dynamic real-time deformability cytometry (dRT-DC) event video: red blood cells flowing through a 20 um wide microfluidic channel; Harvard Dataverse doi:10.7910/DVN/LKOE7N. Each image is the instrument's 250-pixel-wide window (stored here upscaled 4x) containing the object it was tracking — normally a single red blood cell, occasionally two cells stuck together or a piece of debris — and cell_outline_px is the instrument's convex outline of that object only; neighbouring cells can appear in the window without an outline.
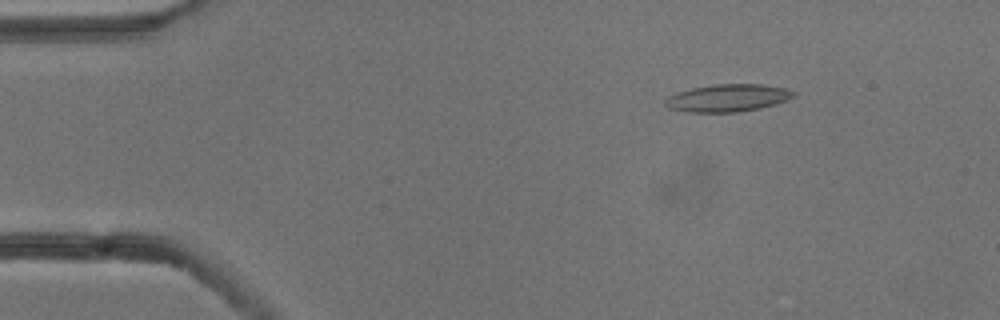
{"species": "common noctule bat (a hibernating species)", "species_latin": "Nyctalus noctula", "temperature_condition": "cold", "stored_images_in_passage": 6, "camera_frame_rate_fps": 3000, "um_per_image_px": 0.085, "animal": {"sex": "male", "body_mass_g": 13.3}, "frame": {"image": 1, "passage_image": 3, "time_ms": 0.667, "image_size_px": [1000, 320], "cell_outline_px": [[796, 96], [788, 100], [776, 104], [760, 108], [736, 112], [688, 112], [668, 108], [664, 104], [664, 100], [668, 96], [676, 92], [692, 88], [716, 84], [760, 84], [784, 88], [796, 92]], "centroid_in_image_um": [61.85, 8.33], "position_along_channel_um": 23.1, "area_um2": 20.63}}
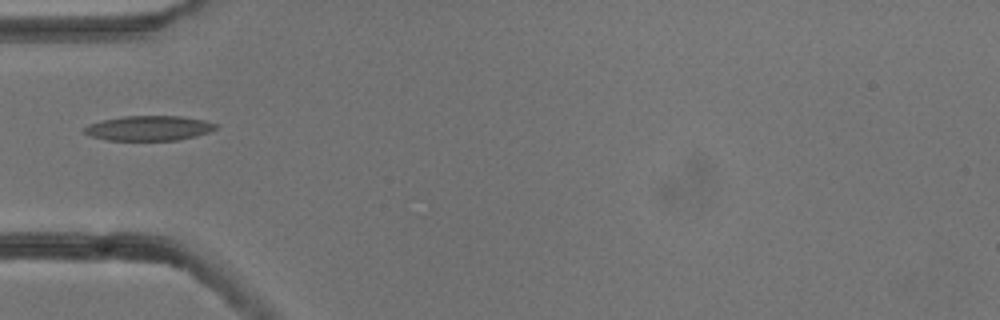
{"frame": {"image": 2, "passage_image": 6, "time_ms": 1.667, "image_size_px": [1000, 320], "cell_outline_px": [[216, 128], [208, 132], [196, 136], [176, 140], [108, 140], [92, 136], [84, 132], [84, 128], [92, 124], [104, 120], [124, 116], [180, 116], [204, 120], [216, 124]], "centroid_in_image_um": [12.69, 10.89], "position_along_channel_um": 72.3, "area_um2": 18.67}}